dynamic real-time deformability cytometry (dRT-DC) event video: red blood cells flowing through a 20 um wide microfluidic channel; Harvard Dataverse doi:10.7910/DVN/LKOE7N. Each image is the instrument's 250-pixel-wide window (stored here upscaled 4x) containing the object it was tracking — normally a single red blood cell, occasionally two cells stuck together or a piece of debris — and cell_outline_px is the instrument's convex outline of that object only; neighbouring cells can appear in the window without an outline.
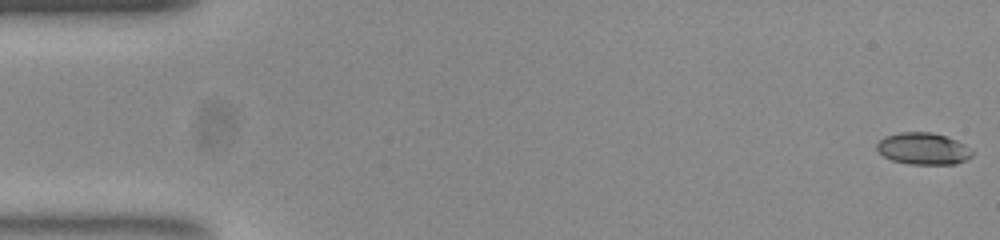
{"species": "common noctule bat (a hibernating species)", "species_latin": "Nyctalus noctula", "temperature_condition": "room temperature", "stored_images_in_passage": 54, "camera_frame_rate_fps": 3000, "um_per_image_px": 0.085, "animal": {"sex": "female", "body_mass_g": 23.0, "forearm_length_mm": 53.4}, "frame": {"image": 1, "passage_image": 1, "time_ms": 0.0, "image_size_px": [1000, 240], "cell_outline_px": [[972, 156], [956, 164], [908, 164], [892, 160], [884, 156], [876, 148], [876, 144], [884, 136], [900, 132], [932, 132], [956, 140], [964, 144], [972, 152]], "centroid_in_image_um": [78.44, 12.63], "position_along_channel_um": 6.6, "area_um2": 17.57}}
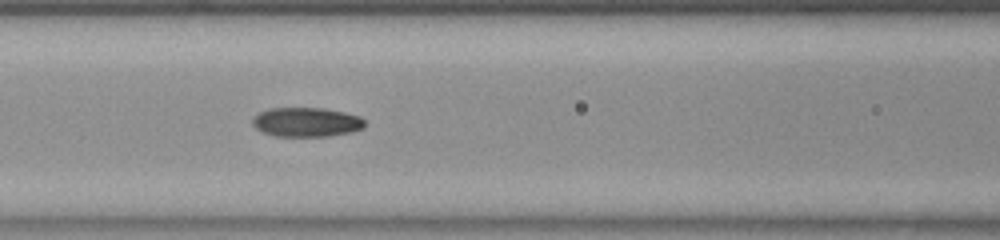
{"frame": {"image": 2, "passage_image": 23, "time_ms": 7.333, "image_size_px": [1000, 240], "cell_outline_px": [[364, 128], [348, 132], [328, 136], [276, 136], [264, 132], [256, 128], [252, 124], [252, 120], [260, 112], [268, 108], [324, 108], [344, 112], [360, 116], [364, 120]], "centroid_in_image_um": [26.05, 10.37], "position_along_channel_um": 140.6, "area_um2": 19.02}}
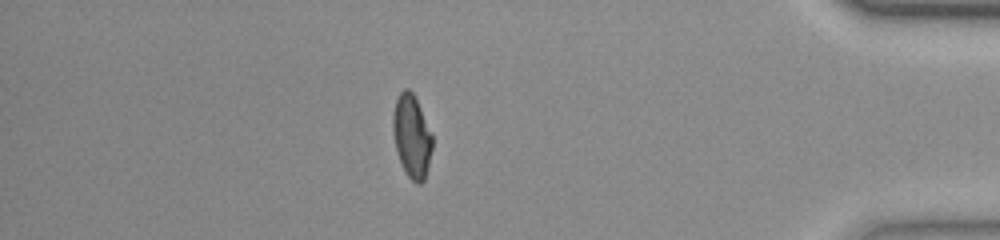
{"frame": {"image": 3, "passage_image": 47, "time_ms": 15.333, "image_size_px": [1000, 240], "cell_outline_px": [[432, 148], [424, 180], [420, 184], [416, 184], [408, 176], [400, 160], [396, 148], [392, 124], [392, 120], [396, 100], [400, 92], [404, 88], [408, 88], [412, 92], [432, 132]], "centroid_in_image_um": [35.01, 11.57], "position_along_channel_um": 400.2, "area_um2": 18.67}, "authors_computed_cell_mechanics": {"area_um2": 18.7561, "velocity_mm_per_s": 3.7884, "shape_relaxation_time_tau1_ms": null, "shape_relaxation_time_tau2_ms": 2.1873, "deformation_change_tau1": null, "deformation_change_tau2": 0.0699}}